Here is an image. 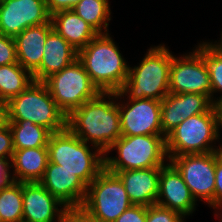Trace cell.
Masks as SVG:
<instances>
[{
    "mask_svg": "<svg viewBox=\"0 0 222 222\" xmlns=\"http://www.w3.org/2000/svg\"><path fill=\"white\" fill-rule=\"evenodd\" d=\"M66 127L105 153L122 136L117 92H100L73 110L66 118Z\"/></svg>",
    "mask_w": 222,
    "mask_h": 222,
    "instance_id": "6da1fadb",
    "label": "cell"
},
{
    "mask_svg": "<svg viewBox=\"0 0 222 222\" xmlns=\"http://www.w3.org/2000/svg\"><path fill=\"white\" fill-rule=\"evenodd\" d=\"M146 50L137 64H129L128 77L117 92L122 98L161 101L169 94L172 51L164 42Z\"/></svg>",
    "mask_w": 222,
    "mask_h": 222,
    "instance_id": "7a4b0ae2",
    "label": "cell"
},
{
    "mask_svg": "<svg viewBox=\"0 0 222 222\" xmlns=\"http://www.w3.org/2000/svg\"><path fill=\"white\" fill-rule=\"evenodd\" d=\"M111 34H98L78 52V59L100 92H119L129 72L130 63Z\"/></svg>",
    "mask_w": 222,
    "mask_h": 222,
    "instance_id": "3957f363",
    "label": "cell"
},
{
    "mask_svg": "<svg viewBox=\"0 0 222 222\" xmlns=\"http://www.w3.org/2000/svg\"><path fill=\"white\" fill-rule=\"evenodd\" d=\"M47 149L49 162L75 173L87 186L104 169V153L82 141L67 127L51 133Z\"/></svg>",
    "mask_w": 222,
    "mask_h": 222,
    "instance_id": "277c9868",
    "label": "cell"
},
{
    "mask_svg": "<svg viewBox=\"0 0 222 222\" xmlns=\"http://www.w3.org/2000/svg\"><path fill=\"white\" fill-rule=\"evenodd\" d=\"M165 140L168 159L185 154H204L222 150V134L215 106L205 113L185 119L166 136Z\"/></svg>",
    "mask_w": 222,
    "mask_h": 222,
    "instance_id": "5b68a950",
    "label": "cell"
},
{
    "mask_svg": "<svg viewBox=\"0 0 222 222\" xmlns=\"http://www.w3.org/2000/svg\"><path fill=\"white\" fill-rule=\"evenodd\" d=\"M165 139L164 135L121 136L105 151L104 168L123 171L162 167L169 161Z\"/></svg>",
    "mask_w": 222,
    "mask_h": 222,
    "instance_id": "8992f818",
    "label": "cell"
},
{
    "mask_svg": "<svg viewBox=\"0 0 222 222\" xmlns=\"http://www.w3.org/2000/svg\"><path fill=\"white\" fill-rule=\"evenodd\" d=\"M7 120H28L51 133L66 128L67 116L58 108L43 81H33L6 103Z\"/></svg>",
    "mask_w": 222,
    "mask_h": 222,
    "instance_id": "52a82bcc",
    "label": "cell"
},
{
    "mask_svg": "<svg viewBox=\"0 0 222 222\" xmlns=\"http://www.w3.org/2000/svg\"><path fill=\"white\" fill-rule=\"evenodd\" d=\"M43 82L58 108L66 116L100 93L79 59L53 73Z\"/></svg>",
    "mask_w": 222,
    "mask_h": 222,
    "instance_id": "ba28073f",
    "label": "cell"
},
{
    "mask_svg": "<svg viewBox=\"0 0 222 222\" xmlns=\"http://www.w3.org/2000/svg\"><path fill=\"white\" fill-rule=\"evenodd\" d=\"M132 205L120 178L104 168L88 185L82 206L99 222H115Z\"/></svg>",
    "mask_w": 222,
    "mask_h": 222,
    "instance_id": "9c48e42d",
    "label": "cell"
},
{
    "mask_svg": "<svg viewBox=\"0 0 222 222\" xmlns=\"http://www.w3.org/2000/svg\"><path fill=\"white\" fill-rule=\"evenodd\" d=\"M169 161L181 173L197 203L214 206L216 151L174 156ZM204 202V203H203Z\"/></svg>",
    "mask_w": 222,
    "mask_h": 222,
    "instance_id": "30bf717a",
    "label": "cell"
},
{
    "mask_svg": "<svg viewBox=\"0 0 222 222\" xmlns=\"http://www.w3.org/2000/svg\"><path fill=\"white\" fill-rule=\"evenodd\" d=\"M169 93L203 94L211 100L209 74L201 56L193 48L178 55L172 52Z\"/></svg>",
    "mask_w": 222,
    "mask_h": 222,
    "instance_id": "8fae6325",
    "label": "cell"
},
{
    "mask_svg": "<svg viewBox=\"0 0 222 222\" xmlns=\"http://www.w3.org/2000/svg\"><path fill=\"white\" fill-rule=\"evenodd\" d=\"M122 136L163 135L161 101L125 99L117 93Z\"/></svg>",
    "mask_w": 222,
    "mask_h": 222,
    "instance_id": "7c38bea8",
    "label": "cell"
},
{
    "mask_svg": "<svg viewBox=\"0 0 222 222\" xmlns=\"http://www.w3.org/2000/svg\"><path fill=\"white\" fill-rule=\"evenodd\" d=\"M51 22L45 0H0V33L15 38L26 28Z\"/></svg>",
    "mask_w": 222,
    "mask_h": 222,
    "instance_id": "4fadbf2b",
    "label": "cell"
},
{
    "mask_svg": "<svg viewBox=\"0 0 222 222\" xmlns=\"http://www.w3.org/2000/svg\"><path fill=\"white\" fill-rule=\"evenodd\" d=\"M157 205L179 212L189 218L199 204L185 184L181 173L168 161L160 169Z\"/></svg>",
    "mask_w": 222,
    "mask_h": 222,
    "instance_id": "5bb4252c",
    "label": "cell"
},
{
    "mask_svg": "<svg viewBox=\"0 0 222 222\" xmlns=\"http://www.w3.org/2000/svg\"><path fill=\"white\" fill-rule=\"evenodd\" d=\"M213 102L203 94L196 93H169L161 100V127L166 137L185 119L207 112Z\"/></svg>",
    "mask_w": 222,
    "mask_h": 222,
    "instance_id": "9a60e30c",
    "label": "cell"
},
{
    "mask_svg": "<svg viewBox=\"0 0 222 222\" xmlns=\"http://www.w3.org/2000/svg\"><path fill=\"white\" fill-rule=\"evenodd\" d=\"M22 194V222H60L66 206L55 198L40 182L22 183Z\"/></svg>",
    "mask_w": 222,
    "mask_h": 222,
    "instance_id": "2e32d148",
    "label": "cell"
},
{
    "mask_svg": "<svg viewBox=\"0 0 222 222\" xmlns=\"http://www.w3.org/2000/svg\"><path fill=\"white\" fill-rule=\"evenodd\" d=\"M66 207L82 206L87 194V185L73 172L48 162L39 181Z\"/></svg>",
    "mask_w": 222,
    "mask_h": 222,
    "instance_id": "e0dca14e",
    "label": "cell"
},
{
    "mask_svg": "<svg viewBox=\"0 0 222 222\" xmlns=\"http://www.w3.org/2000/svg\"><path fill=\"white\" fill-rule=\"evenodd\" d=\"M161 167L109 171L122 181L130 202L133 205L151 206L156 204L159 192Z\"/></svg>",
    "mask_w": 222,
    "mask_h": 222,
    "instance_id": "ac0fdd59",
    "label": "cell"
},
{
    "mask_svg": "<svg viewBox=\"0 0 222 222\" xmlns=\"http://www.w3.org/2000/svg\"><path fill=\"white\" fill-rule=\"evenodd\" d=\"M76 59H78V51L53 28L44 44L41 64L32 73L34 81H44L53 73L66 68Z\"/></svg>",
    "mask_w": 222,
    "mask_h": 222,
    "instance_id": "d6986e66",
    "label": "cell"
},
{
    "mask_svg": "<svg viewBox=\"0 0 222 222\" xmlns=\"http://www.w3.org/2000/svg\"><path fill=\"white\" fill-rule=\"evenodd\" d=\"M52 29V23L31 26L14 38L17 62L31 73L41 64L44 44Z\"/></svg>",
    "mask_w": 222,
    "mask_h": 222,
    "instance_id": "ffe728a7",
    "label": "cell"
},
{
    "mask_svg": "<svg viewBox=\"0 0 222 222\" xmlns=\"http://www.w3.org/2000/svg\"><path fill=\"white\" fill-rule=\"evenodd\" d=\"M48 162L47 147L15 150L10 161L12 180L21 183L39 182Z\"/></svg>",
    "mask_w": 222,
    "mask_h": 222,
    "instance_id": "44dd1931",
    "label": "cell"
},
{
    "mask_svg": "<svg viewBox=\"0 0 222 222\" xmlns=\"http://www.w3.org/2000/svg\"><path fill=\"white\" fill-rule=\"evenodd\" d=\"M51 22L56 32L78 52L99 33L73 9L60 10L51 15Z\"/></svg>",
    "mask_w": 222,
    "mask_h": 222,
    "instance_id": "7402d4cb",
    "label": "cell"
},
{
    "mask_svg": "<svg viewBox=\"0 0 222 222\" xmlns=\"http://www.w3.org/2000/svg\"><path fill=\"white\" fill-rule=\"evenodd\" d=\"M12 135L14 150L47 147L51 132L28 120H7Z\"/></svg>",
    "mask_w": 222,
    "mask_h": 222,
    "instance_id": "603a6c76",
    "label": "cell"
},
{
    "mask_svg": "<svg viewBox=\"0 0 222 222\" xmlns=\"http://www.w3.org/2000/svg\"><path fill=\"white\" fill-rule=\"evenodd\" d=\"M110 0H80L73 11L90 24L99 34L112 33L109 30L112 19Z\"/></svg>",
    "mask_w": 222,
    "mask_h": 222,
    "instance_id": "cb8c5ba5",
    "label": "cell"
},
{
    "mask_svg": "<svg viewBox=\"0 0 222 222\" xmlns=\"http://www.w3.org/2000/svg\"><path fill=\"white\" fill-rule=\"evenodd\" d=\"M33 81V74L18 62L0 66V99L7 103Z\"/></svg>",
    "mask_w": 222,
    "mask_h": 222,
    "instance_id": "d4e9b609",
    "label": "cell"
},
{
    "mask_svg": "<svg viewBox=\"0 0 222 222\" xmlns=\"http://www.w3.org/2000/svg\"><path fill=\"white\" fill-rule=\"evenodd\" d=\"M199 41L193 45V49L201 56L206 66L211 83V101L215 104L222 99V54L206 40Z\"/></svg>",
    "mask_w": 222,
    "mask_h": 222,
    "instance_id": "484cf974",
    "label": "cell"
},
{
    "mask_svg": "<svg viewBox=\"0 0 222 222\" xmlns=\"http://www.w3.org/2000/svg\"><path fill=\"white\" fill-rule=\"evenodd\" d=\"M23 221L22 183L12 181L0 190V222Z\"/></svg>",
    "mask_w": 222,
    "mask_h": 222,
    "instance_id": "4316f807",
    "label": "cell"
},
{
    "mask_svg": "<svg viewBox=\"0 0 222 222\" xmlns=\"http://www.w3.org/2000/svg\"><path fill=\"white\" fill-rule=\"evenodd\" d=\"M186 219L190 218L157 204L147 207L146 222H187Z\"/></svg>",
    "mask_w": 222,
    "mask_h": 222,
    "instance_id": "83f0119b",
    "label": "cell"
},
{
    "mask_svg": "<svg viewBox=\"0 0 222 222\" xmlns=\"http://www.w3.org/2000/svg\"><path fill=\"white\" fill-rule=\"evenodd\" d=\"M13 63H17L15 39L0 33V66Z\"/></svg>",
    "mask_w": 222,
    "mask_h": 222,
    "instance_id": "f1b7e54d",
    "label": "cell"
},
{
    "mask_svg": "<svg viewBox=\"0 0 222 222\" xmlns=\"http://www.w3.org/2000/svg\"><path fill=\"white\" fill-rule=\"evenodd\" d=\"M14 151L12 131L6 122L4 125H0V159L10 162Z\"/></svg>",
    "mask_w": 222,
    "mask_h": 222,
    "instance_id": "f546056e",
    "label": "cell"
},
{
    "mask_svg": "<svg viewBox=\"0 0 222 222\" xmlns=\"http://www.w3.org/2000/svg\"><path fill=\"white\" fill-rule=\"evenodd\" d=\"M60 222H99L83 206L66 207Z\"/></svg>",
    "mask_w": 222,
    "mask_h": 222,
    "instance_id": "4dcf8cb0",
    "label": "cell"
},
{
    "mask_svg": "<svg viewBox=\"0 0 222 222\" xmlns=\"http://www.w3.org/2000/svg\"><path fill=\"white\" fill-rule=\"evenodd\" d=\"M147 207L142 205H132L125 210L115 222H146Z\"/></svg>",
    "mask_w": 222,
    "mask_h": 222,
    "instance_id": "1f68e13d",
    "label": "cell"
},
{
    "mask_svg": "<svg viewBox=\"0 0 222 222\" xmlns=\"http://www.w3.org/2000/svg\"><path fill=\"white\" fill-rule=\"evenodd\" d=\"M222 204V150L216 151L214 206Z\"/></svg>",
    "mask_w": 222,
    "mask_h": 222,
    "instance_id": "d6a6232c",
    "label": "cell"
},
{
    "mask_svg": "<svg viewBox=\"0 0 222 222\" xmlns=\"http://www.w3.org/2000/svg\"><path fill=\"white\" fill-rule=\"evenodd\" d=\"M79 1L80 0H45L47 9L51 15L60 10L73 9Z\"/></svg>",
    "mask_w": 222,
    "mask_h": 222,
    "instance_id": "836d02e7",
    "label": "cell"
},
{
    "mask_svg": "<svg viewBox=\"0 0 222 222\" xmlns=\"http://www.w3.org/2000/svg\"><path fill=\"white\" fill-rule=\"evenodd\" d=\"M12 181L10 162L5 159H0V190Z\"/></svg>",
    "mask_w": 222,
    "mask_h": 222,
    "instance_id": "e575fe53",
    "label": "cell"
},
{
    "mask_svg": "<svg viewBox=\"0 0 222 222\" xmlns=\"http://www.w3.org/2000/svg\"><path fill=\"white\" fill-rule=\"evenodd\" d=\"M220 37H218V39L214 40V39H207L206 41L216 50L218 51L220 54H222V29L220 31Z\"/></svg>",
    "mask_w": 222,
    "mask_h": 222,
    "instance_id": "d590c367",
    "label": "cell"
},
{
    "mask_svg": "<svg viewBox=\"0 0 222 222\" xmlns=\"http://www.w3.org/2000/svg\"><path fill=\"white\" fill-rule=\"evenodd\" d=\"M6 122H7L6 102L0 99V125H4Z\"/></svg>",
    "mask_w": 222,
    "mask_h": 222,
    "instance_id": "8d00e7d4",
    "label": "cell"
},
{
    "mask_svg": "<svg viewBox=\"0 0 222 222\" xmlns=\"http://www.w3.org/2000/svg\"><path fill=\"white\" fill-rule=\"evenodd\" d=\"M216 111H217V115H218V124H219V129L220 132L222 134V99L218 100L215 104H214Z\"/></svg>",
    "mask_w": 222,
    "mask_h": 222,
    "instance_id": "74e56055",
    "label": "cell"
},
{
    "mask_svg": "<svg viewBox=\"0 0 222 222\" xmlns=\"http://www.w3.org/2000/svg\"><path fill=\"white\" fill-rule=\"evenodd\" d=\"M211 211H213L214 217L218 220V222H222V204L211 207Z\"/></svg>",
    "mask_w": 222,
    "mask_h": 222,
    "instance_id": "f35d334b",
    "label": "cell"
}]
</instances>
